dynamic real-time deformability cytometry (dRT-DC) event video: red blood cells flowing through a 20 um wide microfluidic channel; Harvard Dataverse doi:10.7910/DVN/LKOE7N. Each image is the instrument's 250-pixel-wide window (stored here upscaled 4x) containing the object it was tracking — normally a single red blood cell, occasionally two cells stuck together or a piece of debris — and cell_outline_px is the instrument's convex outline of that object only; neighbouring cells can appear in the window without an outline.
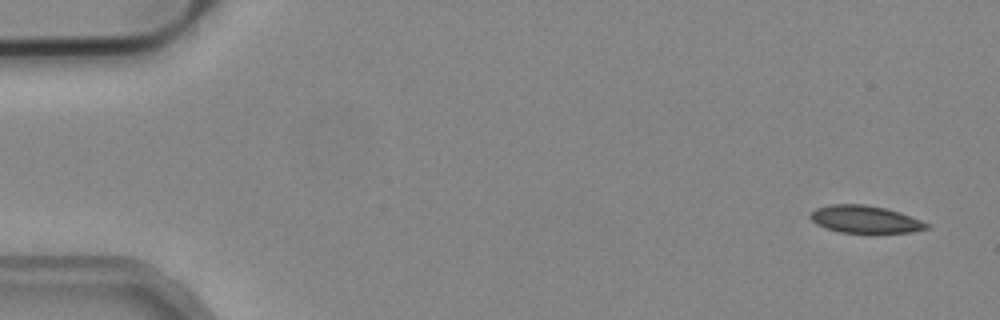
{"species": "common noctule bat (a hibernating species)", "species_latin": "Nyctalus noctula", "temperature_condition": "cold", "stored_images_in_passage": 4, "camera_frame_rate_fps": 3000, "um_per_image_px": 0.085, "animal": {"sex": "male", "body_mass_g": 19.2, "forearm_length_mm": 51.8}, "frame": {"image": 1, "passage_image": 1, "time_ms": 0.0, "image_size_px": [1000, 320], "cell_outline_px": [[932, 228], [912, 232], [876, 236], [872, 236], [840, 232], [816, 224], [808, 216], [816, 208], [828, 204], [864, 204], [884, 208], [900, 212], [920, 220], [928, 224]], "centroid_in_image_um": [73.58, 18.7], "position_along_channel_um": 11.4, "area_um2": 19.48}}
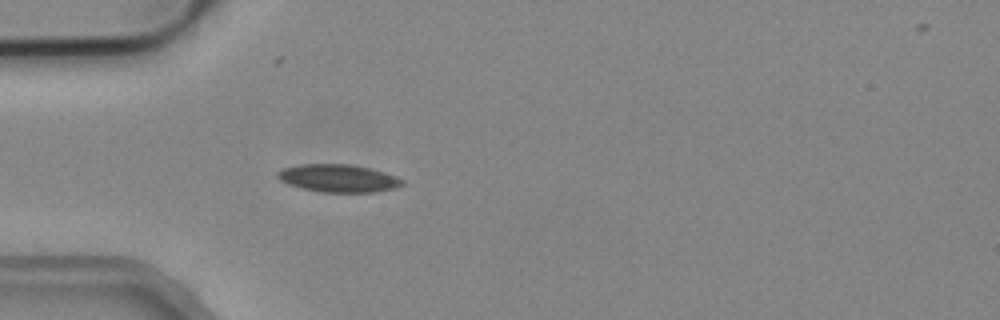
{"frame": {"image": 2, "passage_image": 4, "time_ms": 1.0, "image_size_px": [1000, 320], "cell_outline_px": [[404, 184], [396, 188], [372, 192], [324, 192], [300, 188], [288, 184], [280, 180], [276, 176], [276, 172], [284, 168], [300, 164], [352, 164], [384, 172], [396, 176], [404, 180]], "centroid_in_image_um": [28.75, 15.15], "position_along_channel_um": 56.2, "area_um2": 20.17}}